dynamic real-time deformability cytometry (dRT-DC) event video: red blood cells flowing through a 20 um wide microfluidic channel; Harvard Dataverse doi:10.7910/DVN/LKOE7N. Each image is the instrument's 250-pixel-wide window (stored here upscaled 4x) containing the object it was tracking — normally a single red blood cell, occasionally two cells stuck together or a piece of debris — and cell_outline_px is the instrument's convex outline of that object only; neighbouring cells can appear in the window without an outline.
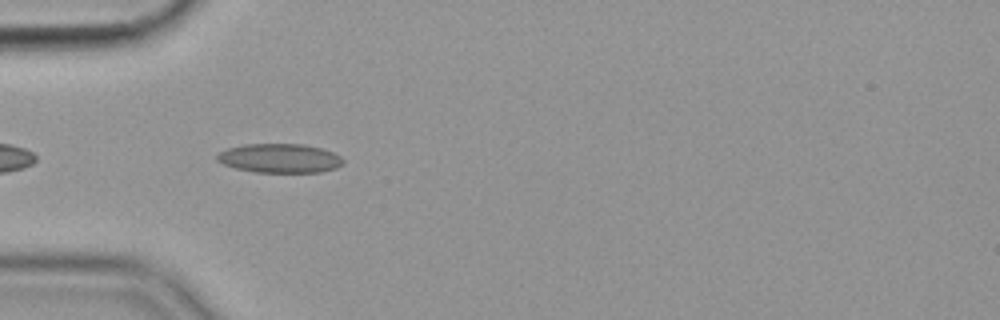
{"species": "common noctule bat (a hibernating species)", "species_latin": "Nyctalus noctula", "temperature_condition": "cold", "stored_images_in_passage": 14, "camera_frame_rate_fps": 3000, "um_per_image_px": 0.085, "animal": {"sex": "female", "body_mass_g": 19.9}, "frame": {"image": 1, "passage_image": 3, "time_ms": 0.667, "image_size_px": [1000, 320], "cell_outline_px": [[344, 164], [336, 168], [320, 172], [256, 172], [236, 168], [224, 164], [216, 160], [216, 156], [220, 152], [228, 148], [244, 144], [304, 144], [320, 148], [332, 152], [340, 156], [344, 160]], "centroid_in_image_um": [23.79, 13.45], "position_along_channel_um": 61.2, "area_um2": 21.33}}